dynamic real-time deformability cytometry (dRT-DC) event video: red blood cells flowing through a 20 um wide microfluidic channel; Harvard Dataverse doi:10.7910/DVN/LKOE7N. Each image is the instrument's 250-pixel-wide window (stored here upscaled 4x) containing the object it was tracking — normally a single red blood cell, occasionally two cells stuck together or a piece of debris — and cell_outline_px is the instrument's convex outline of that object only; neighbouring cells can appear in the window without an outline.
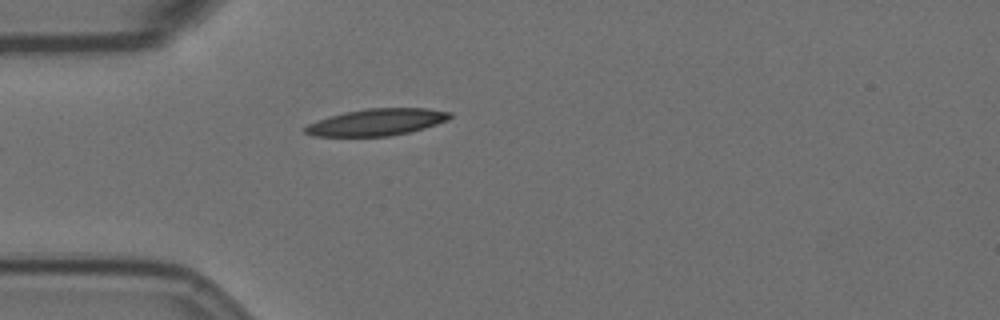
{"species": "Egyptian fruit bat (a non-hibernating species)", "species_latin": "Rousettus aegyptiacus", "temperature_condition": "room temperature", "stored_images_in_passage": 27, "camera_frame_rate_fps": 3000, "um_per_image_px": 0.085, "animal": {"sex": "female"}, "frame": {"image": 1, "passage_image": 1, "time_ms": 0.0, "image_size_px": [1000, 320], "cell_outline_px": [[452, 116], [448, 120], [424, 128], [408, 132], [388, 136], [312, 136], [304, 132], [304, 128], [308, 124], [344, 112], [368, 108], [428, 108], [452, 112]], "centroid_in_image_um": [32.06, 10.38], "position_along_channel_um": 52.9, "area_um2": 22.43}}
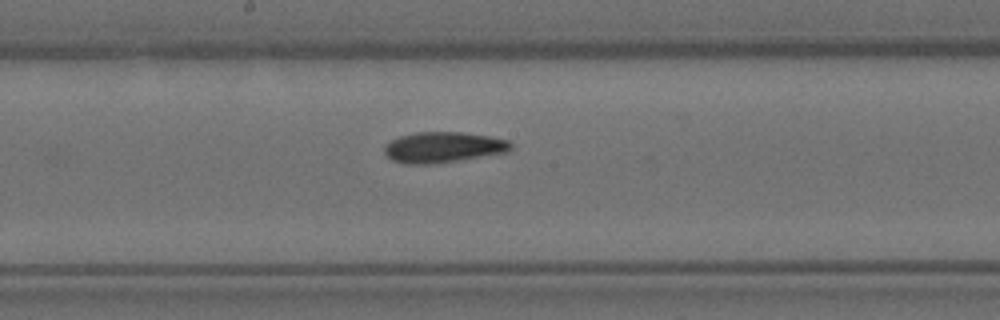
{"frame": {"image": 2, "passage_image": 15, "time_ms": 4.667, "image_size_px": [1000, 320], "cell_outline_px": [[512, 148], [508, 152], [436, 164], [404, 164], [392, 160], [384, 152], [384, 148], [392, 140], [400, 136], [416, 132], [460, 132], [488, 136], [508, 140], [512, 144]], "centroid_in_image_um": [37.68, 12.53], "position_along_channel_um": 210.5, "area_um2": 22.6}}
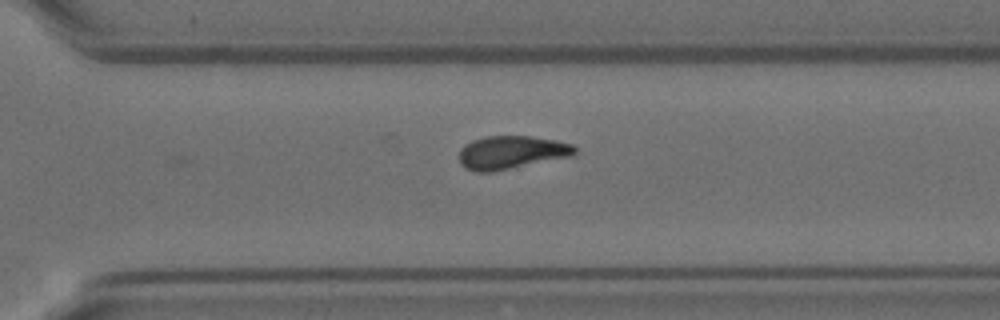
{"frame": {"image": 3, "passage_image": 25, "time_ms": 8.0, "image_size_px": [1000, 320], "cell_outline_px": [[576, 152], [572, 156], [492, 172], [476, 172], [464, 168], [460, 164], [460, 148], [464, 144], [472, 140], [484, 136], [532, 136], [556, 140], [572, 144], [576, 148]], "centroid_in_image_um": [43.44, 12.95], "position_along_channel_um": 327.2, "area_um2": 22.54}}